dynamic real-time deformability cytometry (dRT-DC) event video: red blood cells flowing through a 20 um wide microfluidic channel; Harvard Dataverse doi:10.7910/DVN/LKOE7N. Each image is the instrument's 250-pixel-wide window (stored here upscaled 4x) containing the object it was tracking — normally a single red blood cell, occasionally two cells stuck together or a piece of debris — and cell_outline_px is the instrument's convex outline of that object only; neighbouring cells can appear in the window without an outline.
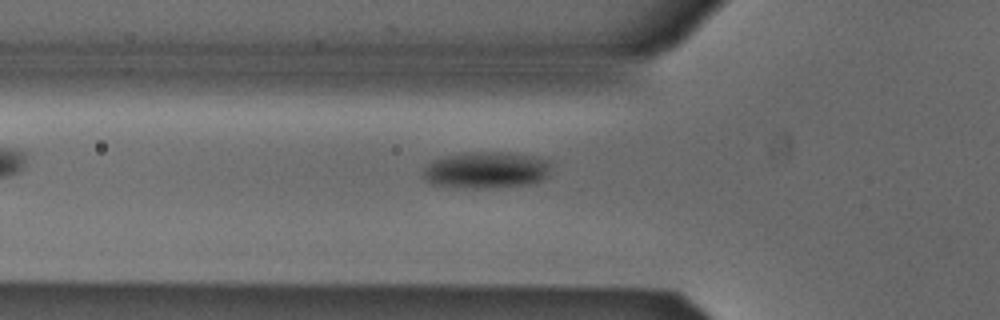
{"species": "Egyptian fruit bat (a non-hibernating species)", "species_latin": "Rousettus aegyptiacus", "temperature_condition": "cold", "stored_images_in_passage": 2, "camera_frame_rate_fps": 3000, "um_per_image_px": 0.085, "animal": {"sex": "male"}, "frame": {"image": 1, "passage_image": 2, "time_ms": 0.333, "image_size_px": [1000, 320], "cell_outline_px": [[552, 172], [548, 176], [536, 184], [484, 188], [456, 188], [428, 184], [420, 176], [420, 172], [432, 160], [448, 156], [472, 152], [508, 152], [532, 156], [552, 160]], "centroid_in_image_um": [41.35, 14.47], "position_along_channel_um": 84.5, "area_um2": 28.15}}